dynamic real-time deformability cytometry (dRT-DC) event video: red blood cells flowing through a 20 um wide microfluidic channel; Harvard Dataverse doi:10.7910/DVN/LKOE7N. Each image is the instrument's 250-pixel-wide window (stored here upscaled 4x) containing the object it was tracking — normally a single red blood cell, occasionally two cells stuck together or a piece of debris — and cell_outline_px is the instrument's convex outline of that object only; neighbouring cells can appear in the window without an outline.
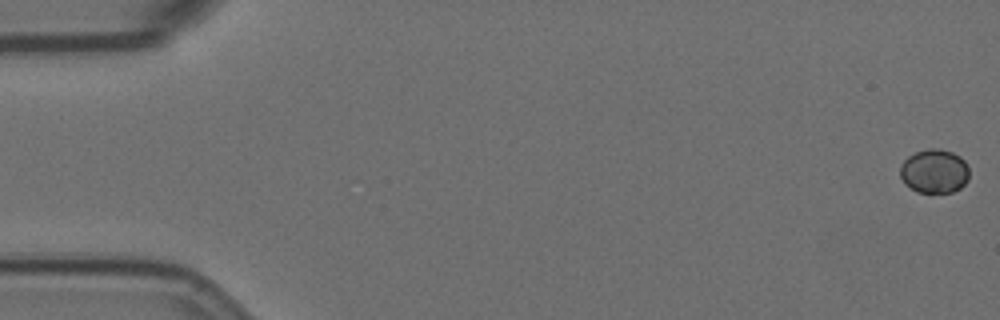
{"species": "Egyptian fruit bat (a non-hibernating species)", "species_latin": "Rousettus aegyptiacus", "temperature_condition": "room temperature", "stored_images_in_passage": 55, "camera_frame_rate_fps": 3000, "um_per_image_px": 0.085, "animal": {"sex": "female"}, "frame": {"image": 1, "passage_image": 1, "time_ms": 0.0, "image_size_px": [1000, 320], "cell_outline_px": [[968, 180], [960, 188], [952, 192], [916, 192], [904, 184], [900, 176], [900, 164], [908, 156], [916, 152], [928, 148], [936, 148], [952, 152], [960, 156], [964, 160], [968, 168]], "centroid_in_image_um": [79.39, 14.55], "position_along_channel_um": 5.6, "area_um2": 17.8}}
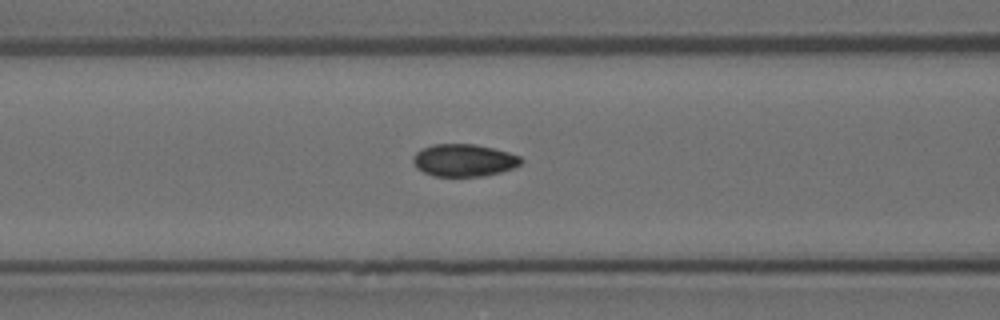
{"frame": {"image": 2, "passage_image": 24, "time_ms": 7.667, "image_size_px": [1000, 320], "cell_outline_px": [[524, 160], [520, 164], [512, 168], [500, 172], [484, 176], [432, 176], [416, 168], [412, 160], [412, 156], [416, 152], [432, 144], [476, 144], [508, 152], [520, 156]], "centroid_in_image_um": [39.41, 13.62], "position_along_channel_um": 127.2, "area_um2": 20.4}}
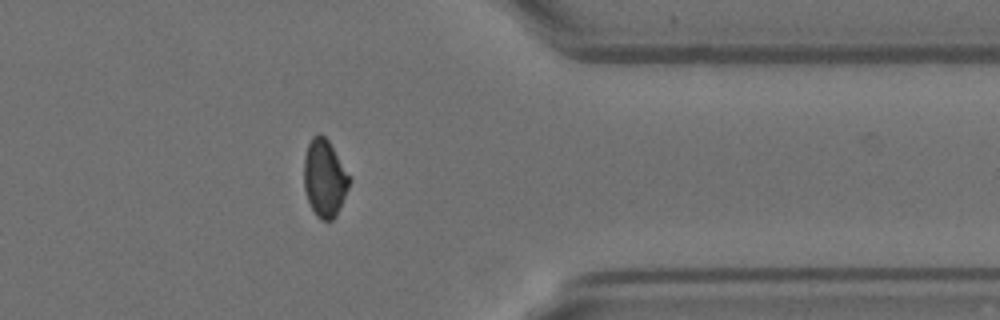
{"frame": {"image": 3, "passage_image": 47, "time_ms": 15.333, "image_size_px": [1000, 320], "cell_outline_px": [[352, 180], [336, 216], [332, 220], [320, 220], [316, 216], [308, 200], [304, 188], [304, 156], [308, 144], [312, 136], [320, 132], [328, 140], [352, 176]], "centroid_in_image_um": [27.61, 15.13], "position_along_channel_um": 383.8, "area_um2": 20.81}}